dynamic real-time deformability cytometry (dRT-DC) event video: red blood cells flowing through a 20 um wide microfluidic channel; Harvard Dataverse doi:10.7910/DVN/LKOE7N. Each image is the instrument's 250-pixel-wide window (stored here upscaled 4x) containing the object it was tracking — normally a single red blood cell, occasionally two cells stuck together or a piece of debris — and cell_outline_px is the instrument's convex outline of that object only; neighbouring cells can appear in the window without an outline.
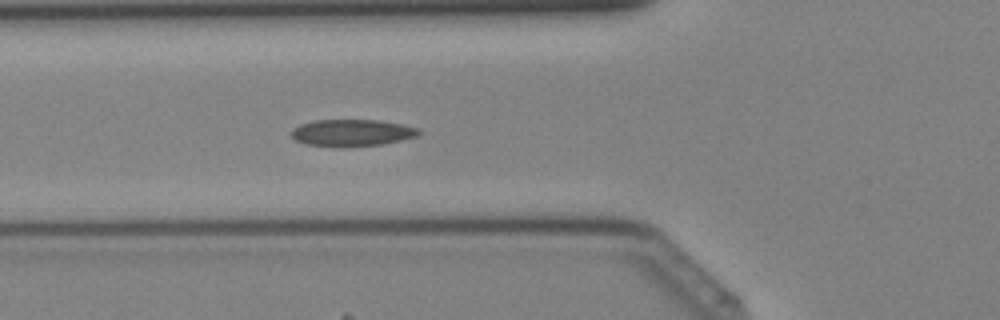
{"species": "Egyptian fruit bat (a non-hibernating species)", "species_latin": "Rousettus aegyptiacus", "temperature_condition": "cold", "stored_images_in_passage": 28, "camera_frame_rate_fps": 3000, "um_per_image_px": 0.085, "animal": {"sex": "female"}, "frame": {"image": 1, "passage_image": 7, "time_ms": 2.0, "image_size_px": [1000, 320], "cell_outline_px": [[424, 132], [416, 136], [400, 140], [380, 144], [344, 148], [304, 144], [296, 140], [292, 136], [292, 128], [300, 124], [312, 120], [376, 120], [404, 124], [420, 128]], "centroid_in_image_um": [29.92, 11.29], "position_along_channel_um": 95.9, "area_um2": 20.23}}
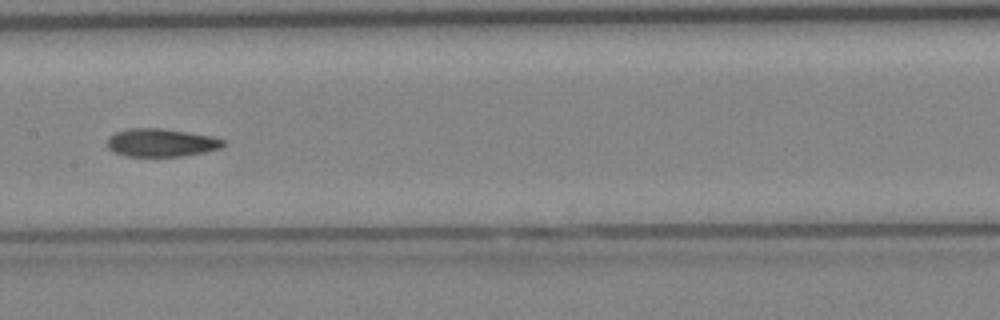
{"frame": {"image": 2, "passage_image": 13, "time_ms": 4.0, "image_size_px": [1000, 320], "cell_outline_px": [[224, 144], [220, 148], [204, 152], [180, 156], [128, 156], [112, 152], [108, 148], [108, 136], [116, 132], [128, 128], [160, 128], [212, 136], [224, 140]], "centroid_in_image_um": [13.66, 12.12], "position_along_channel_um": 193.7, "area_um2": 18.84}}
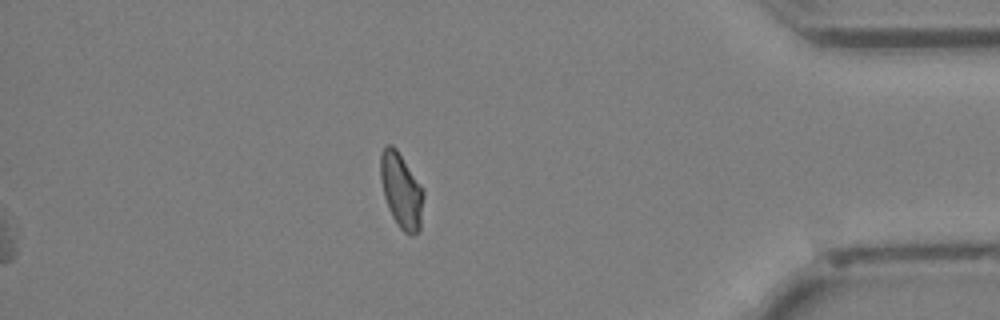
{"frame": {"image": 3, "passage_image": 28, "time_ms": 9.0, "image_size_px": [1000, 320], "cell_outline_px": [[424, 196], [420, 232], [412, 236], [404, 232], [400, 228], [392, 216], [388, 208], [384, 196], [380, 176], [380, 152], [388, 144], [392, 144], [396, 148], [424, 188]], "centroid_in_image_um": [34.13, 16.21], "position_along_channel_um": 401.1, "area_um2": 19.13}}